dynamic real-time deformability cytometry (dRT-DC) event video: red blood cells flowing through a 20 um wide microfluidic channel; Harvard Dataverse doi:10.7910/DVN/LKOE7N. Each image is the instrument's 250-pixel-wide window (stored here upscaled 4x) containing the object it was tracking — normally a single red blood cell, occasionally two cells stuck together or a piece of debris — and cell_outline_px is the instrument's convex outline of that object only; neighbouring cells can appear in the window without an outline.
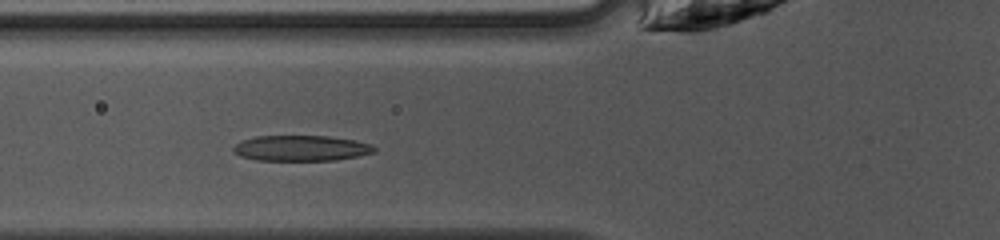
{"species": "common noctule bat (a hibernating species)", "species_latin": "Nyctalus noctula", "temperature_condition": "warm", "stored_images_in_passage": 27, "camera_frame_rate_fps": 3000, "um_per_image_px": 0.085, "animal": {"sex": "female", "body_mass_g": 10.0, "forearm_length_mm": 53.1}, "frame": {"image": 1, "passage_image": 3, "time_ms": 0.667, "image_size_px": [1000, 240], "cell_outline_px": [[376, 152], [336, 160], [256, 160], [240, 156], [232, 152], [232, 148], [236, 144], [244, 140], [256, 136], [328, 136], [356, 140], [372, 144], [376, 148]], "centroid_in_image_um": [25.61, 12.59], "position_along_channel_um": 100.2, "area_um2": 21.04}}
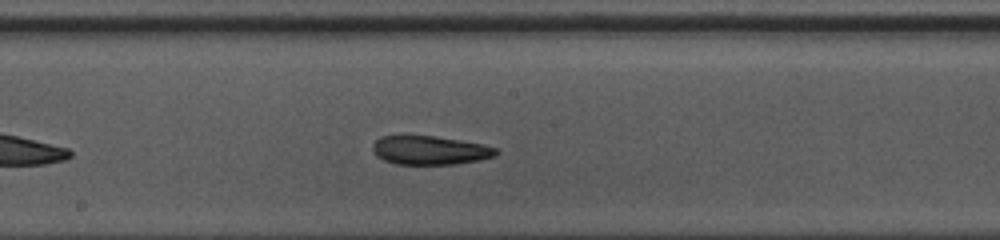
{"frame": {"image": 2, "passage_image": 11, "time_ms": 3.333, "image_size_px": [1000, 240], "cell_outline_px": [[500, 152], [496, 156], [480, 160], [456, 164], [396, 164], [384, 160], [376, 156], [372, 148], [372, 144], [380, 136], [436, 136], [460, 140], [480, 144], [496, 148]], "centroid_in_image_um": [36.55, 12.78], "position_along_channel_um": 211.7, "area_um2": 20.69}}
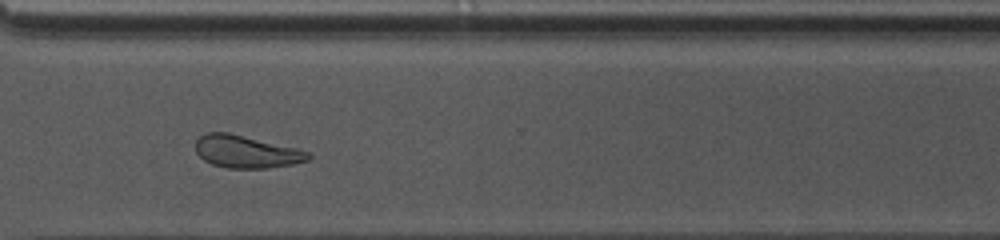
{"frame": {"image": 3, "passage_image": 21, "time_ms": 6.667, "image_size_px": [1000, 240], "cell_outline_px": [[312, 156], [308, 160], [292, 164], [268, 168], [228, 168], [212, 164], [204, 160], [196, 152], [196, 140], [200, 136], [208, 132], [228, 132], [312, 152]], "centroid_in_image_um": [20.94, 12.9], "position_along_channel_um": 349.7, "area_um2": 21.21}, "authors_computed_cell_mechanics": {"area_um2": 20.9236, "velocity_mm_per_s": 4.147, "shape_relaxation_time_tau1_ms": 5.8751, "shape_relaxation_time_tau2_ms": 3.1744, "deformation_change_tau1": 0.1914, "deformation_change_tau2": 0.1232}}